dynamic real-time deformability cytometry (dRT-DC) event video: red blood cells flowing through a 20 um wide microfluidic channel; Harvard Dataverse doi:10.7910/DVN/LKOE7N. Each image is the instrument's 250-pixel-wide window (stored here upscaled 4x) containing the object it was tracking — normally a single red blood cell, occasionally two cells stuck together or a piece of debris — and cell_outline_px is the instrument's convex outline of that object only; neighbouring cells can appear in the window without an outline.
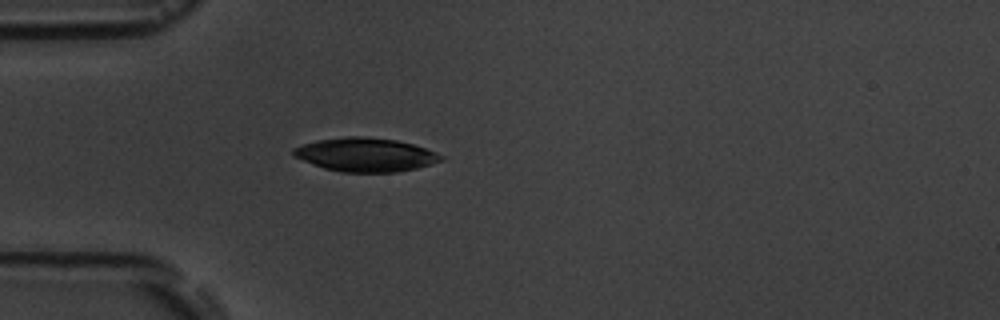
{"species": "common noctule bat (a hibernating species)", "species_latin": "Nyctalus noctula", "temperature_condition": "room temperature", "stored_images_in_passage": 5, "camera_frame_rate_fps": 3000, "um_per_image_px": 0.085, "animal": {"sex": "male", "body_mass_g": 19.5, "forearm_length_mm": 54.6}, "frame": {"image": 1, "passage_image": 5, "time_ms": 4.667, "image_size_px": [1000, 320], "cell_outline_px": [[444, 160], [416, 168], [396, 172], [340, 172], [324, 168], [292, 156], [292, 148], [316, 140], [344, 136], [364, 136], [396, 140], [412, 144], [436, 152], [444, 156]], "centroid_in_image_um": [31.05, 13.14], "position_along_channel_um": 54.0, "area_um2": 29.02}}